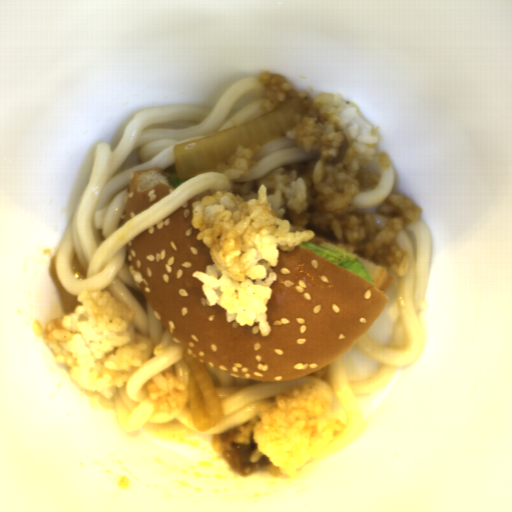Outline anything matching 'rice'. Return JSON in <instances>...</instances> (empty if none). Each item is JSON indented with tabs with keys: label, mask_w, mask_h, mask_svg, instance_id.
<instances>
[{
	"label": "rice",
	"mask_w": 512,
	"mask_h": 512,
	"mask_svg": "<svg viewBox=\"0 0 512 512\" xmlns=\"http://www.w3.org/2000/svg\"><path fill=\"white\" fill-rule=\"evenodd\" d=\"M77 298L73 312L46 321L42 338L78 387L109 400L142 366L148 345L137 339L131 323L137 311L108 290L81 291Z\"/></svg>",
	"instance_id": "2"
},
{
	"label": "rice",
	"mask_w": 512,
	"mask_h": 512,
	"mask_svg": "<svg viewBox=\"0 0 512 512\" xmlns=\"http://www.w3.org/2000/svg\"><path fill=\"white\" fill-rule=\"evenodd\" d=\"M261 84L268 89L266 98L261 105V109L266 113H272L282 103L287 100V93H290L294 85L279 73H273L270 70L261 71L258 75Z\"/></svg>",
	"instance_id": "5"
},
{
	"label": "rice",
	"mask_w": 512,
	"mask_h": 512,
	"mask_svg": "<svg viewBox=\"0 0 512 512\" xmlns=\"http://www.w3.org/2000/svg\"><path fill=\"white\" fill-rule=\"evenodd\" d=\"M274 405H257L258 415L236 427L230 437L238 445H249L251 432L256 449L251 463L269 458L282 474L297 477L302 464L341 434L346 424L333 420L331 405L318 387L305 384L286 396L273 397Z\"/></svg>",
	"instance_id": "3"
},
{
	"label": "rice",
	"mask_w": 512,
	"mask_h": 512,
	"mask_svg": "<svg viewBox=\"0 0 512 512\" xmlns=\"http://www.w3.org/2000/svg\"><path fill=\"white\" fill-rule=\"evenodd\" d=\"M153 410L172 413L185 410L190 402V389L173 372H160L144 383Z\"/></svg>",
	"instance_id": "4"
},
{
	"label": "rice",
	"mask_w": 512,
	"mask_h": 512,
	"mask_svg": "<svg viewBox=\"0 0 512 512\" xmlns=\"http://www.w3.org/2000/svg\"><path fill=\"white\" fill-rule=\"evenodd\" d=\"M262 146L254 144L252 146H245L238 144L236 152L230 155L228 163H219L216 169L221 174L228 177L230 180H237L242 176H251L252 172L249 169L255 164V159L252 157L259 154Z\"/></svg>",
	"instance_id": "6"
},
{
	"label": "rice",
	"mask_w": 512,
	"mask_h": 512,
	"mask_svg": "<svg viewBox=\"0 0 512 512\" xmlns=\"http://www.w3.org/2000/svg\"><path fill=\"white\" fill-rule=\"evenodd\" d=\"M307 109L293 115V130L284 138L303 151H319V160L293 163L260 179L233 183L231 192L218 191L191 203L190 224L196 239L209 248L214 265L193 271L210 308L226 312V322L257 324L268 336V301L278 280L280 249L293 251L311 241L314 230H331L332 249L361 252L400 279L411 267L407 251L396 237L406 225L421 219V205L406 195L391 194L375 214L389 218L378 232L372 213L347 211L362 188L375 189L374 172H360L373 160L379 134L342 94L321 92L311 99L297 92Z\"/></svg>",
	"instance_id": "1"
}]
</instances>
